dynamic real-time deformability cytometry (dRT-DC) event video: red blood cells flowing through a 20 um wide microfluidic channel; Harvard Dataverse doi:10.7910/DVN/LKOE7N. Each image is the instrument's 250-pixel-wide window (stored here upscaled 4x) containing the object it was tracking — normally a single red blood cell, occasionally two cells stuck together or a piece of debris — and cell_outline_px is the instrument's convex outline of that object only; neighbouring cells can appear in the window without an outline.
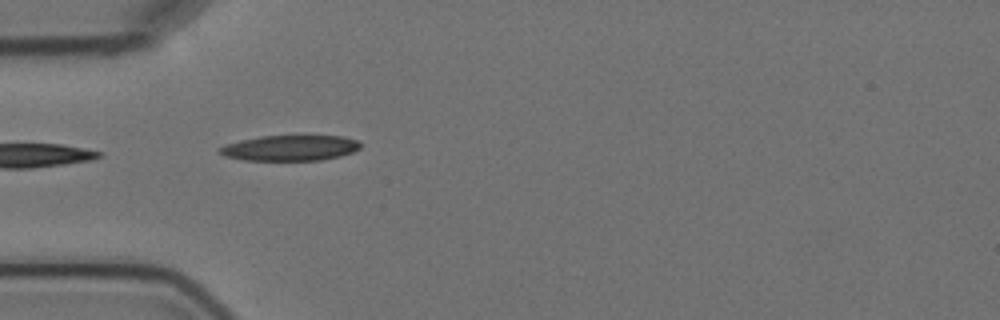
{"species": "Egyptian fruit bat (a non-hibernating species)", "species_latin": "Rousettus aegyptiacus", "temperature_condition": "cold", "stored_images_in_passage": 4, "camera_frame_rate_fps": 3000, "um_per_image_px": 0.085, "animal": {"sex": "female"}, "frame": {"image": 1, "passage_image": 3, "time_ms": 2.333, "image_size_px": [1000, 320], "cell_outline_px": [[360, 148], [352, 152], [340, 156], [320, 160], [244, 160], [224, 156], [216, 152], [216, 148], [224, 144], [240, 140], [260, 136], [344, 136], [356, 140], [360, 144]], "centroid_in_image_um": [24.58, 12.58], "position_along_channel_um": 60.4, "area_um2": 21.04}}